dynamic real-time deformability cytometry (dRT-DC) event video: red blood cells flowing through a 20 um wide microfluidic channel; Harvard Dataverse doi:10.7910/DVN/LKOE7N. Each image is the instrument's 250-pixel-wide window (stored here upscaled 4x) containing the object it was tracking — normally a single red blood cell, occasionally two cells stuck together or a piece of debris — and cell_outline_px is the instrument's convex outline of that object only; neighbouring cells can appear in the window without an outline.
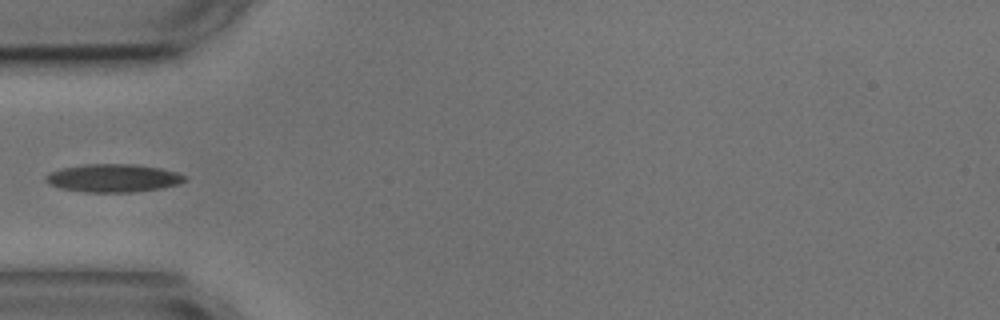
{"species": "common noctule bat (a hibernating species)", "species_latin": "Nyctalus noctula", "temperature_condition": "cold", "stored_images_in_passage": 4, "camera_frame_rate_fps": 3000, "um_per_image_px": 0.085, "animal": {"sex": "male", "body_mass_g": 17.9, "forearm_length_mm": 54.2}, "frame": {"image": 1, "passage_image": 1, "time_ms": 0.0, "image_size_px": [1000, 320], "cell_outline_px": [[188, 180], [180, 184], [160, 188], [132, 192], [84, 192], [60, 188], [48, 184], [44, 180], [44, 176], [48, 172], [64, 168], [84, 164], [132, 164], [160, 168], [176, 172], [188, 176]], "centroid_in_image_um": [9.62, 15.14], "position_along_channel_um": 75.4, "area_um2": 22.89}}